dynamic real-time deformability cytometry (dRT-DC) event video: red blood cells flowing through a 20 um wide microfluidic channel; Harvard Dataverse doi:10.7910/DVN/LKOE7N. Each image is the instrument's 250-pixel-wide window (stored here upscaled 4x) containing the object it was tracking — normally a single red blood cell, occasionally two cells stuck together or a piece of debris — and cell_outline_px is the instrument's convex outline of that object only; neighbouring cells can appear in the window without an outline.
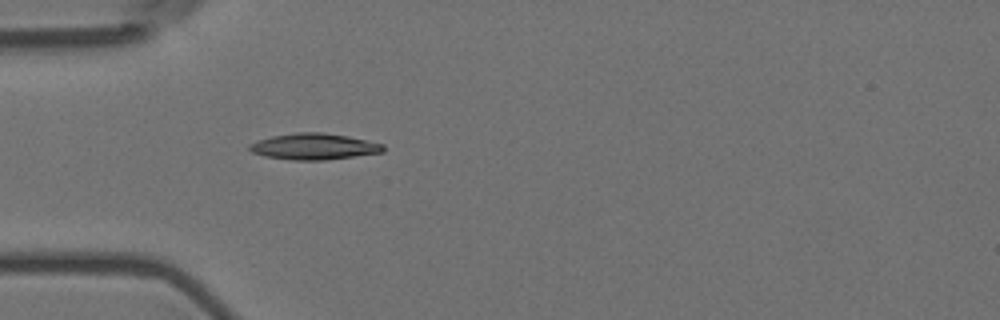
{"species": "Egyptian fruit bat (a non-hibernating species)", "species_latin": "Rousettus aegyptiacus", "temperature_condition": "room temperature", "stored_images_in_passage": 55, "camera_frame_rate_fps": 3000, "um_per_image_px": 0.085, "animal": {"sex": "female"}, "frame": {"image": 1, "passage_image": 16, "time_ms": 5.0, "image_size_px": [1000, 320], "cell_outline_px": [[384, 152], [324, 160], [292, 160], [264, 156], [252, 152], [248, 148], [248, 144], [272, 136], [296, 132], [320, 132], [348, 136], [384, 144]], "centroid_in_image_um": [26.68, 12.45], "position_along_channel_um": 58.3, "area_um2": 20.35}}
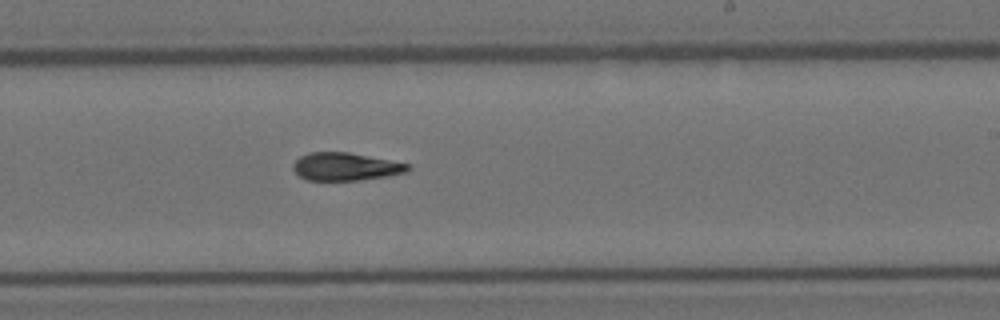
{"frame": {"image": 2, "passage_image": 33, "time_ms": 10.667, "image_size_px": [1000, 320], "cell_outline_px": [[412, 168], [408, 172], [388, 176], [360, 180], [308, 180], [300, 176], [292, 168], [292, 164], [300, 156], [308, 152], [348, 152], [412, 164]], "centroid_in_image_um": [29.41, 14.16], "position_along_channel_um": 259.6, "area_um2": 18.79}}
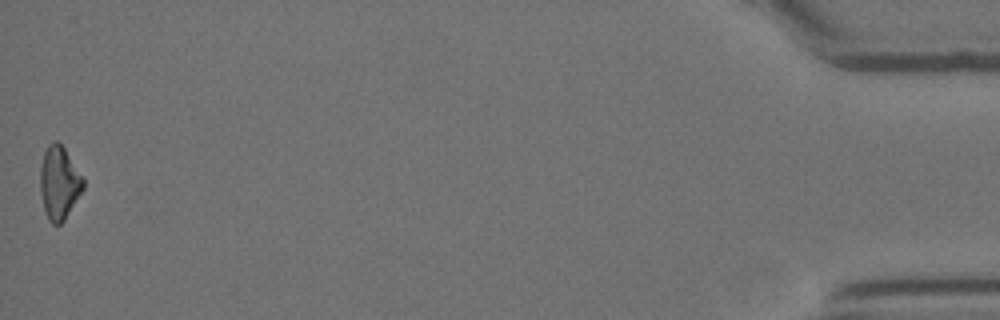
{"frame": {"image": 3, "passage_image": 55, "time_ms": 18.0, "image_size_px": [1000, 320], "cell_outline_px": [[84, 188], [64, 220], [60, 224], [52, 224], [48, 220], [44, 208], [40, 192], [40, 168], [44, 152], [48, 144], [56, 140], [64, 148], [84, 176]], "centroid_in_image_um": [5.03, 15.53], "position_along_channel_um": 430.2, "area_um2": 18.38}, "authors_computed_cell_mechanics": {"area_um2": 18.785, "velocity_mm_per_s": 3.62, "shape_relaxation_time_tau1_ms": 7.9724, "shape_relaxation_time_tau2_ms": 8.9572, "deformation_change_tau1": 0.203, "deformation_change_tau2": 0.1772}}